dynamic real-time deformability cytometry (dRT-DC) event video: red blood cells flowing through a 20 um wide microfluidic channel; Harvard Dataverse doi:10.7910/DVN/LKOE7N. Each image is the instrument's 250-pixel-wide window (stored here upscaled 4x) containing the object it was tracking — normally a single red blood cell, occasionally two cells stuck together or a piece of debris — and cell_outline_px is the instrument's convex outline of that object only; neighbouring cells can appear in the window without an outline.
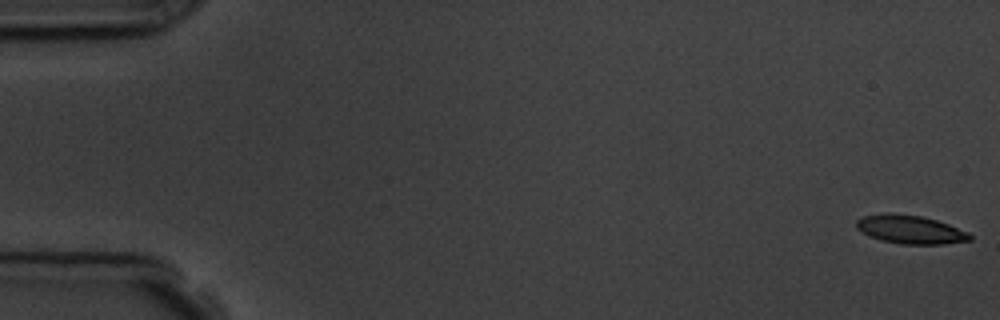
{"species": "common noctule bat (a hibernating species)", "species_latin": "Nyctalus noctula", "temperature_condition": "room temperature", "stored_images_in_passage": 7, "camera_frame_rate_fps": 3000, "um_per_image_px": 0.085, "animal": {"sex": "male", "body_mass_g": 19.5, "forearm_length_mm": 54.6}, "frame": {"image": 1, "passage_image": 1, "time_ms": 0.0, "image_size_px": [1000, 320], "cell_outline_px": [[972, 240], [944, 244], [900, 244], [880, 240], [868, 236], [860, 232], [856, 228], [856, 220], [864, 216], [892, 212], [920, 216], [936, 220], [948, 224], [968, 232], [972, 236]], "centroid_in_image_um": [77.35, 19.51], "position_along_channel_um": 7.7, "area_um2": 18.96}}
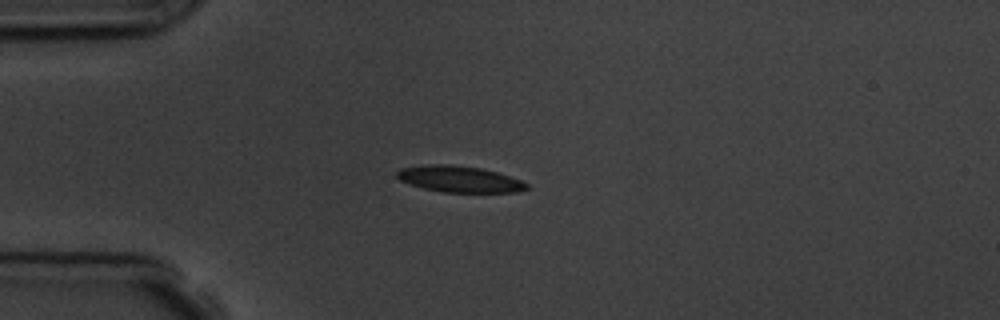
{"frame": {"image": 2, "passage_image": 5, "time_ms": 4.667, "image_size_px": [1000, 320], "cell_outline_px": [[528, 188], [516, 192], [444, 192], [424, 188], [408, 184], [400, 180], [396, 176], [396, 172], [400, 168], [424, 164], [452, 164], [480, 168], [496, 172], [520, 180], [528, 184]], "centroid_in_image_um": [38.99, 15.21], "position_along_channel_um": 46.0, "area_um2": 19.83}}